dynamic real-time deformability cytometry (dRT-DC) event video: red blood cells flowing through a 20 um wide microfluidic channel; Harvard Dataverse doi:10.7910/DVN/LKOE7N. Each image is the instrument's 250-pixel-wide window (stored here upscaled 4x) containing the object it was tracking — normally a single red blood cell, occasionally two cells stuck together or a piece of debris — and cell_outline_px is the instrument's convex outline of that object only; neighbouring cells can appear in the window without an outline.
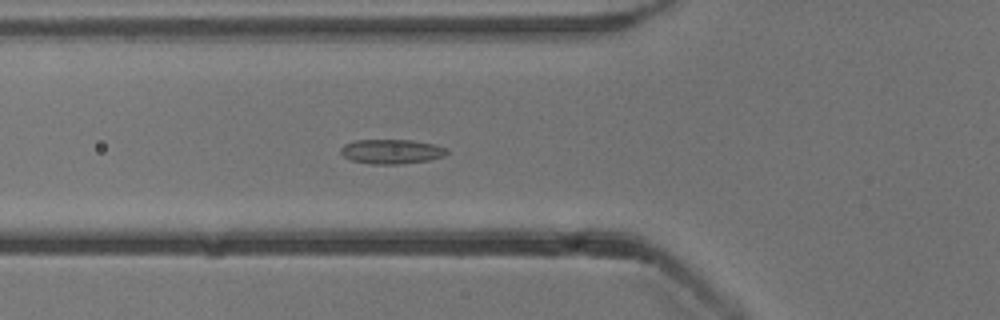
{"species": "common noctule bat (a hibernating species)", "species_latin": "Nyctalus noctula", "temperature_condition": "cold", "stored_images_in_passage": 53, "camera_frame_rate_fps": 3000, "um_per_image_px": 0.085, "animal": {"sex": "male", "body_mass_g": 13.3}, "frame": {"image": 1, "passage_image": 19, "time_ms": 6.0, "image_size_px": [1000, 320], "cell_outline_px": [[448, 152], [444, 156], [428, 160], [400, 164], [372, 164], [352, 160], [344, 156], [340, 152], [340, 148], [344, 144], [356, 140], [412, 140], [432, 144], [448, 148]], "centroid_in_image_um": [33.28, 12.87], "position_along_channel_um": 92.5, "area_um2": 15.09}}
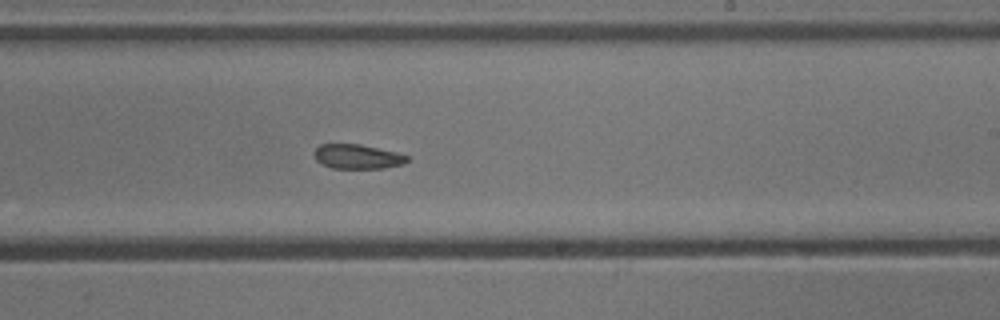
{"frame": {"image": 2, "passage_image": 32, "time_ms": 10.333, "image_size_px": [1000, 320], "cell_outline_px": [[408, 160], [404, 164], [384, 168], [332, 168], [316, 160], [312, 152], [320, 144], [360, 144], [396, 152], [408, 156]], "centroid_in_image_um": [30.37, 13.3], "position_along_channel_um": 258.6, "area_um2": 13.24}}
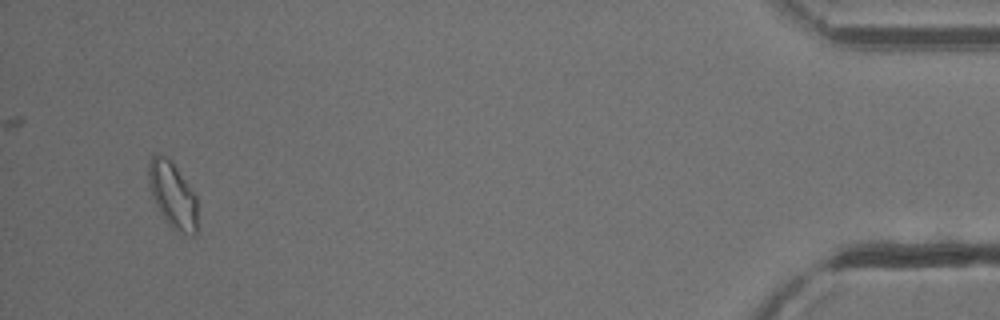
{"frame": {"image": 3, "passage_image": 51, "time_ms": 16.667, "image_size_px": [1000, 320], "cell_outline_px": [[196, 232], [192, 236], [172, 228], [168, 224], [160, 212], [152, 196], [148, 184], [148, 160], [156, 152], [172, 160], [196, 196]], "centroid_in_image_um": [14.64, 16.52], "position_along_channel_um": 420.6, "area_um2": 18.79}, "authors_computed_cell_mechanics": {"area_um2": 15.3748, "velocity_mm_per_s": 3.8286, "shape_relaxation_time_tau1_ms": null, "shape_relaxation_time_tau2_ms": 2.4482, "deformation_change_tau1": null, "deformation_change_tau2": 0.0661}}